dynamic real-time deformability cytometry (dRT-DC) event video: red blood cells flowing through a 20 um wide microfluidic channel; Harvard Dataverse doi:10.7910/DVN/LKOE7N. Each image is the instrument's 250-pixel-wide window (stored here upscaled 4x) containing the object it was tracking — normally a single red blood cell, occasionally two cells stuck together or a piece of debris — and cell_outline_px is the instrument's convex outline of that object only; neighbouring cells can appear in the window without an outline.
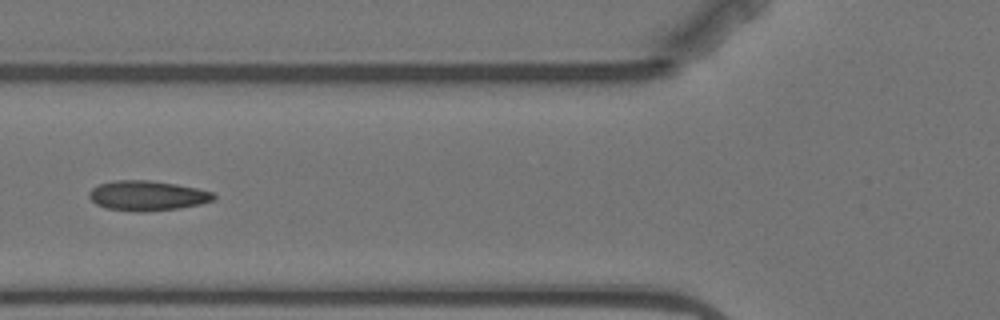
{"species": "Egyptian fruit bat (a non-hibernating species)", "species_latin": "Rousettus aegyptiacus", "temperature_condition": "warm", "stored_images_in_passage": 9, "camera_frame_rate_fps": 3000, "um_per_image_px": 0.085, "animal": {"sex": "female"}, "frame": {"image": 1, "passage_image": 6, "time_ms": 6.0, "image_size_px": [1000, 320], "cell_outline_px": [[216, 196], [212, 200], [200, 204], [180, 208], [144, 212], [136, 212], [104, 208], [96, 204], [88, 196], [88, 192], [92, 188], [100, 184], [116, 180], [148, 180], [176, 184], [196, 188], [212, 192]], "centroid_in_image_um": [12.49, 16.64], "position_along_channel_um": 113.3, "area_um2": 21.73}}
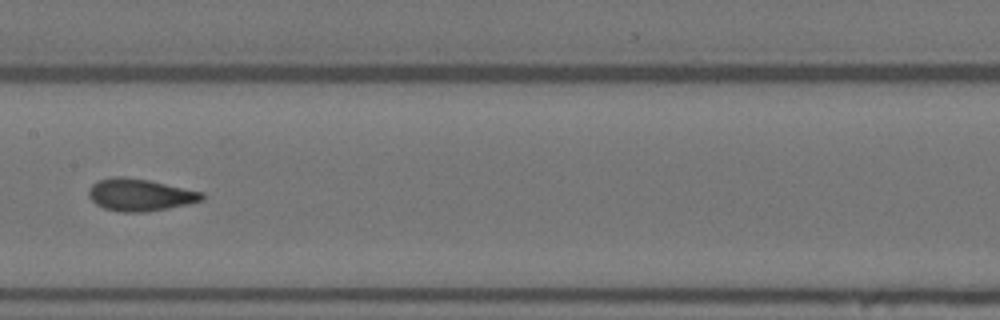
{"frame": {"image": 2, "passage_image": 8, "time_ms": 8.333, "image_size_px": [1000, 320], "cell_outline_px": [[204, 200], [188, 204], [148, 212], [120, 212], [104, 208], [96, 204], [88, 196], [88, 188], [96, 180], [112, 176], [120, 176], [148, 180], [204, 192]], "centroid_in_image_um": [11.88, 16.56], "position_along_channel_um": 195.5, "area_um2": 21.44}}
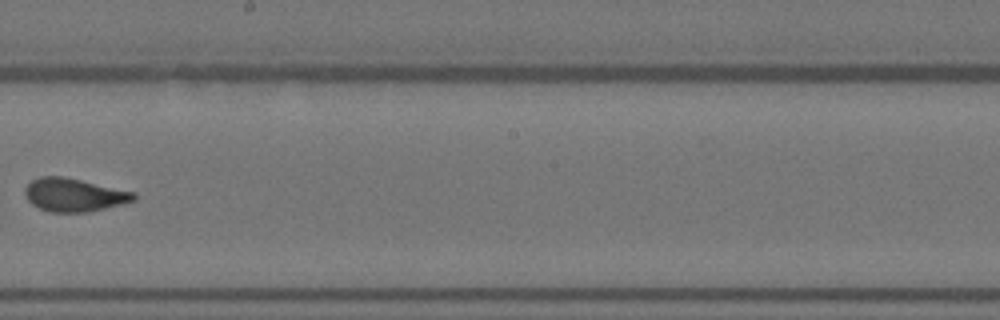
{"frame": {"image": 3, "passage_image": 9, "time_ms": 9.667, "image_size_px": [1000, 320], "cell_outline_px": [[136, 200], [88, 212], [52, 212], [40, 208], [32, 204], [28, 200], [24, 192], [24, 188], [32, 180], [40, 176], [60, 176], [80, 180], [136, 192]], "centroid_in_image_um": [6.28, 16.56], "position_along_channel_um": 241.9, "area_um2": 20.87}}